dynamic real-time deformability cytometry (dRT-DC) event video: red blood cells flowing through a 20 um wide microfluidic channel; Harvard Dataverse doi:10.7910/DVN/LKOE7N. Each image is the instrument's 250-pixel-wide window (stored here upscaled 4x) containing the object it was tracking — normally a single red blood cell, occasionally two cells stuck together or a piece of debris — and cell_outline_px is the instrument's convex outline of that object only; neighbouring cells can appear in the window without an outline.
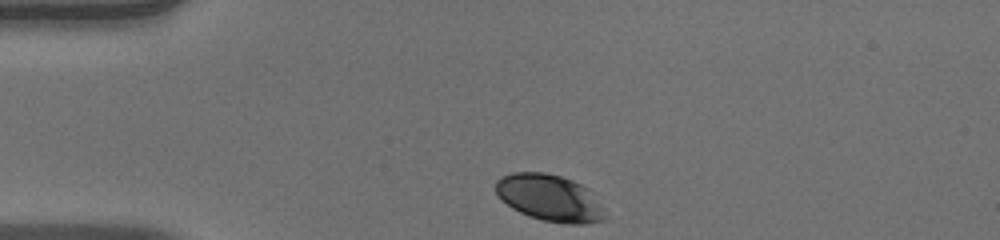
{"species": "human", "species_latin": "Homo sapiens", "temperature_condition": "warm", "stored_images_in_passage": 41, "camera_frame_rate_fps": 3000, "um_per_image_px": 0.085, "donor": {"sex": "male"}, "frame": {"image": 1, "passage_image": 1, "time_ms": 0.0, "image_size_px": [1000, 240], "cell_outline_px": [[604, 220], [588, 224], [564, 224], [544, 220], [528, 216], [512, 208], [500, 200], [496, 192], [496, 180], [500, 176], [512, 172], [544, 172], [560, 176], [572, 180], [588, 188], [600, 204], [604, 216]], "centroid_in_image_um": [46.68, 16.82], "position_along_channel_um": 38.3, "area_um2": 29.77}}
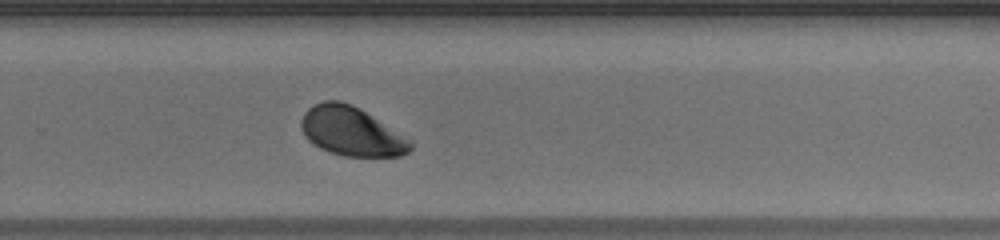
{"frame": {"image": 2, "passage_image": 24, "time_ms": 7.667, "image_size_px": [1000, 240], "cell_outline_px": [[412, 148], [408, 152], [400, 156], [344, 156], [320, 148], [312, 144], [304, 136], [300, 124], [300, 120], [304, 112], [312, 104], [324, 100], [340, 100], [352, 104], [360, 108], [412, 140]], "centroid_in_image_um": [29.84, 11.15], "position_along_channel_um": 300.0, "area_um2": 31.44}}
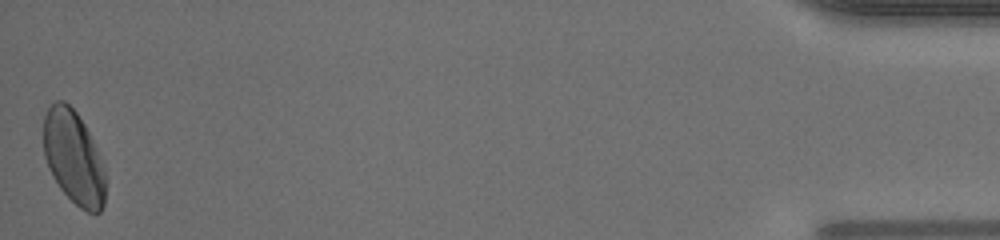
{"frame": {"image": 3, "passage_image": 41, "time_ms": 13.333, "image_size_px": [1000, 240], "cell_outline_px": [[104, 204], [100, 212], [88, 212], [80, 208], [60, 188], [52, 176], [48, 168], [44, 156], [44, 116], [48, 108], [56, 100], [64, 100], [76, 112], [84, 124], [92, 140], [104, 168]], "centroid_in_image_um": [6.23, 13.38], "position_along_channel_um": 429.0, "area_um2": 33.29}, "authors_computed_cell_mechanics": {"area_um2": 31.4432, "velocity_mm_per_s": 3.9148, "shape_relaxation_time_tau1_ms": 1.5821, "shape_relaxation_time_tau2_ms": null, "deformation_change_tau1": 0.0932, "deformation_change_tau2": null}}